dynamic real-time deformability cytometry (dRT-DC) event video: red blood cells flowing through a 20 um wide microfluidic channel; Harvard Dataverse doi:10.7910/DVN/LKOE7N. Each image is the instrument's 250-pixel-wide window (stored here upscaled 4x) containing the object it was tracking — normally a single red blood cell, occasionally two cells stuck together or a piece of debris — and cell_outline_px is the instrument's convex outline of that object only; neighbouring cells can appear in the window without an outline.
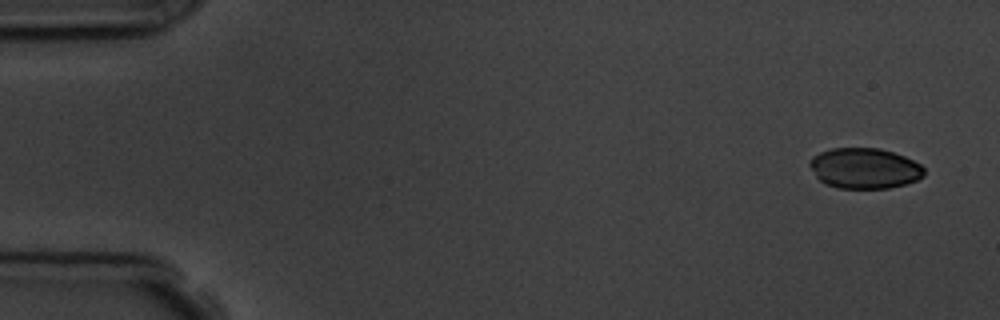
{"species": "common noctule bat (a hibernating species)", "species_latin": "Nyctalus noctula", "temperature_condition": "room temperature", "stored_images_in_passage": 4, "camera_frame_rate_fps": 3000, "um_per_image_px": 0.085, "animal": {"sex": "male", "body_mass_g": 19.5, "forearm_length_mm": 54.6}, "frame": {"image": 1, "passage_image": 1, "time_ms": 0.0, "image_size_px": [1000, 320], "cell_outline_px": [[924, 176], [916, 180], [904, 184], [888, 188], [836, 188], [824, 184], [816, 176], [808, 164], [808, 160], [812, 156], [820, 152], [832, 148], [880, 148], [904, 156], [920, 164], [924, 168]], "centroid_in_image_um": [73.45, 14.3], "position_along_channel_um": 11.6, "area_um2": 27.11}}
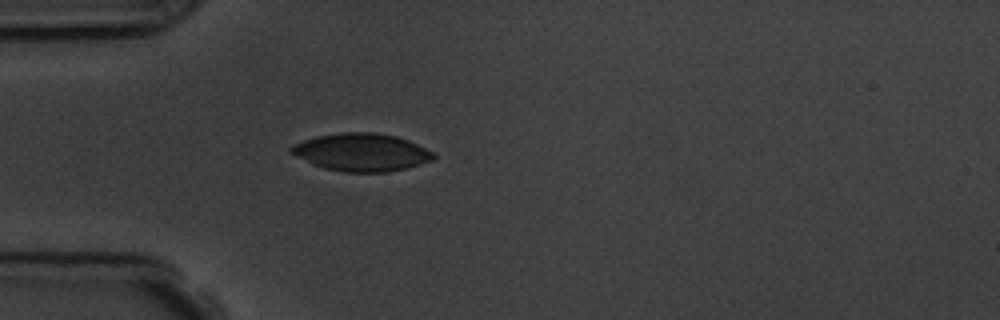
{"frame": {"image": 2, "passage_image": 4, "time_ms": 4.333, "image_size_px": [1000, 320], "cell_outline_px": [[436, 156], [432, 160], [408, 168], [388, 172], [344, 172], [324, 168], [312, 164], [288, 152], [288, 148], [292, 144], [316, 136], [340, 132], [376, 132], [396, 136], [408, 140], [432, 152]], "centroid_in_image_um": [30.69, 12.94], "position_along_channel_um": 54.3, "area_um2": 31.44}}